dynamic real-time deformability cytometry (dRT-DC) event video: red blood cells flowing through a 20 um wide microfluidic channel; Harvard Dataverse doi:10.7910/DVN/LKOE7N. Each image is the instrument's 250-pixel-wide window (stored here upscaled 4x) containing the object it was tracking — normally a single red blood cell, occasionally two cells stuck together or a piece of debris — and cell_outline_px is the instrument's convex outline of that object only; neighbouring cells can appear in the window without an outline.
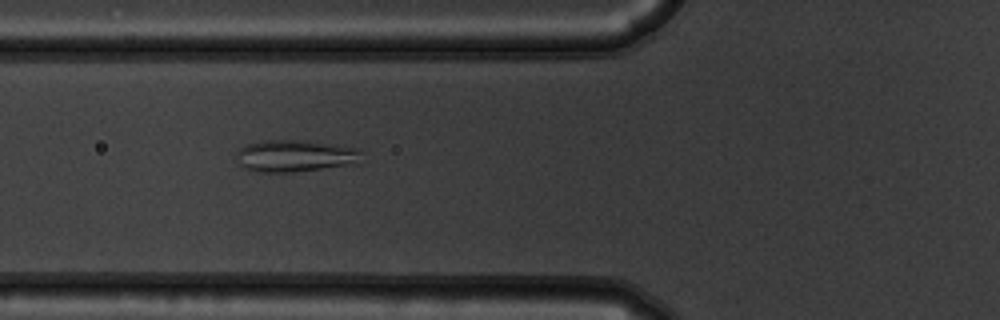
{"species": "common noctule bat (a hibernating species)", "species_latin": "Nyctalus noctula", "temperature_condition": "warm", "stored_images_in_passage": 43, "camera_frame_rate_fps": 3000, "um_per_image_px": 0.085, "animal": {"sex": "male", "body_mass_g": 19.5, "forearm_length_mm": 54.6}, "frame": {"image": 1, "passage_image": 9, "time_ms": 2.667, "image_size_px": [1000, 320], "cell_outline_px": [[364, 164], [292, 172], [256, 172], [240, 168], [236, 156], [236, 152], [244, 144], [264, 140], [304, 140], [344, 144], [360, 148]], "centroid_in_image_um": [25.18, 13.25], "position_along_channel_um": 100.6, "area_um2": 24.51}}
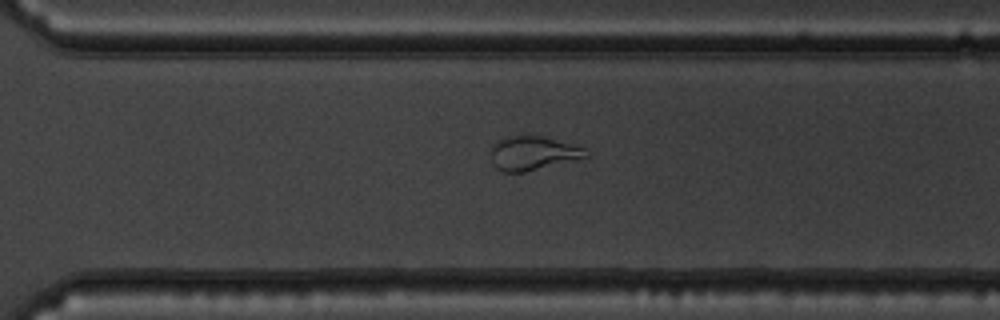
{"frame": {"image": 2, "passage_image": 27, "time_ms": 8.667, "image_size_px": [1000, 320], "cell_outline_px": [[588, 156], [576, 160], [524, 172], [504, 172], [496, 168], [492, 164], [492, 144], [508, 136], [520, 132], [544, 136], [588, 148]], "centroid_in_image_um": [45.32, 12.98], "position_along_channel_um": 325.3, "area_um2": 19.36}}
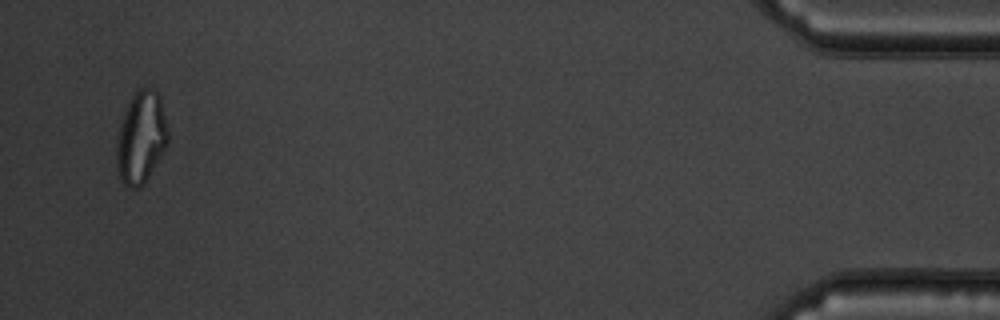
{"frame": {"image": 3, "passage_image": 41, "time_ms": 13.333, "image_size_px": [1000, 320], "cell_outline_px": [[168, 144], [164, 152], [144, 184], [140, 188], [128, 188], [120, 180], [116, 168], [116, 144], [120, 124], [124, 112], [132, 96], [140, 88], [156, 88], [160, 96], [168, 128]], "centroid_in_image_um": [11.99, 11.72], "position_along_channel_um": 423.2, "area_um2": 27.98}}